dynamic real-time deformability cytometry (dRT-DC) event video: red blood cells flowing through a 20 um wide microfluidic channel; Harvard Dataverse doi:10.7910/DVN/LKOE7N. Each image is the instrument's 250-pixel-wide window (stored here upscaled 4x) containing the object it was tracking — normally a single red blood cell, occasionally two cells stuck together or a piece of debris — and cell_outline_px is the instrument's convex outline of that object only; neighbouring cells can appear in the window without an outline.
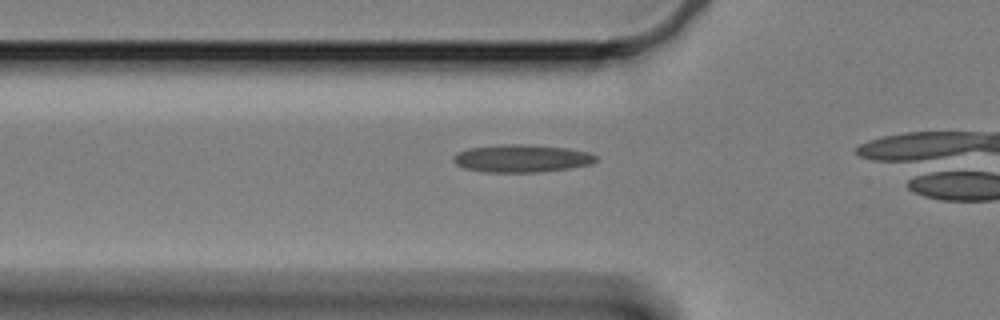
{"species": "Egyptian fruit bat (a non-hibernating species)", "species_latin": "Rousettus aegyptiacus", "temperature_condition": "cold", "stored_images_in_passage": 21, "camera_frame_rate_fps": 3000, "um_per_image_px": 0.085, "animal": {"sex": "female"}, "frame": {"image": 1, "passage_image": 15, "time_ms": 4.667, "image_size_px": [1000, 320], "cell_outline_px": [[596, 160], [592, 164], [568, 168], [540, 172], [484, 172], [464, 168], [456, 164], [452, 160], [452, 156], [456, 152], [468, 148], [500, 144], [524, 144], [564, 148], [588, 152], [596, 156]], "centroid_in_image_um": [44.27, 13.46], "position_along_channel_um": 81.5, "area_um2": 23.0}}
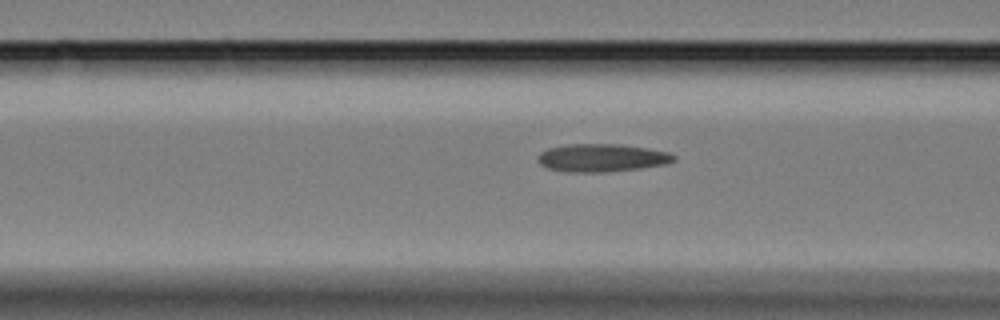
{"frame": {"image": 2, "passage_image": 18, "time_ms": 5.667, "image_size_px": [1000, 320], "cell_outline_px": [[676, 160], [664, 164], [640, 168], [604, 172], [568, 172], [548, 168], [540, 164], [536, 156], [540, 152], [548, 148], [568, 144], [620, 144], [648, 148], [668, 152], [676, 156]], "centroid_in_image_um": [51.13, 13.41], "position_along_channel_um": 115.5, "area_um2": 22.14}}